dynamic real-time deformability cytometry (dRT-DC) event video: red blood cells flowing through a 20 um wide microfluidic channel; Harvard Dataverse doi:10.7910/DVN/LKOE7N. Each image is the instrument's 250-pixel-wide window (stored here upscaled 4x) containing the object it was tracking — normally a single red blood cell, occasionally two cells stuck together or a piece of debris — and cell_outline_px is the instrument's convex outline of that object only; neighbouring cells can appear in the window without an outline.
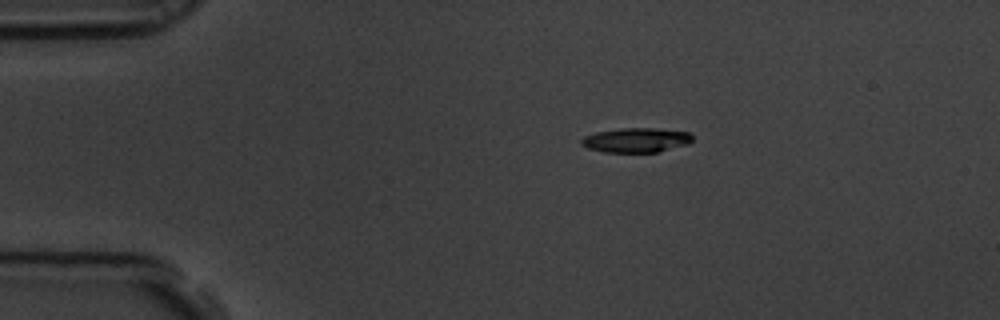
{"species": "common noctule bat (a hibernating species)", "species_latin": "Nyctalus noctula", "temperature_condition": "room temperature", "stored_images_in_passage": 6, "camera_frame_rate_fps": 3000, "um_per_image_px": 0.085, "animal": {"sex": "male", "body_mass_g": 19.5, "forearm_length_mm": 54.6}, "frame": {"image": 1, "passage_image": 6, "time_ms": 1.667, "image_size_px": [1000, 320], "cell_outline_px": [[692, 140], [688, 144], [656, 152], [604, 152], [588, 148], [580, 144], [580, 140], [584, 136], [596, 132], [620, 128], [652, 128], [688, 132], [692, 136]], "centroid_in_image_um": [54.03, 11.91], "position_along_channel_um": 31.0, "area_um2": 15.78}}